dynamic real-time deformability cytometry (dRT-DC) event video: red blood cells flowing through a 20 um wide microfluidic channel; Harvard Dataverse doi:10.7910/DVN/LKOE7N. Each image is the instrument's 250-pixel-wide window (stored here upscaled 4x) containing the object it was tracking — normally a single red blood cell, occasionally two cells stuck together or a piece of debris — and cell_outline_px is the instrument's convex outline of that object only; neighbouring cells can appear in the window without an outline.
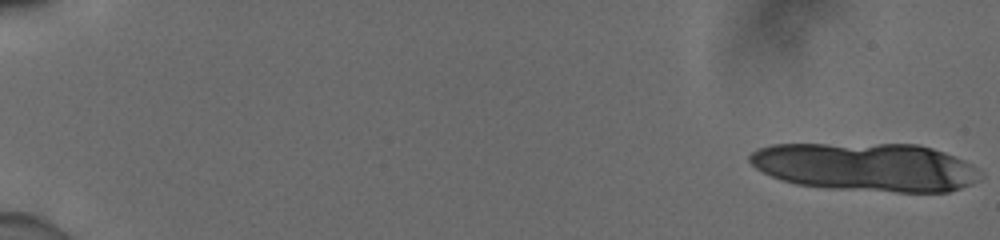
{"species": "human", "species_latin": "Homo sapiens", "temperature_condition": "cold", "stored_images_in_passage": 16, "camera_frame_rate_fps": 3000, "um_per_image_px": 0.085, "donor": {"sex": "male"}, "frame": {"image": 1, "passage_image": 1, "time_ms": 0.0, "image_size_px": [1000, 240], "cell_outline_px": [[968, 184], [960, 188], [948, 192], [896, 192], [828, 188], [796, 184], [780, 180], [756, 168], [748, 160], [748, 156], [752, 152], [760, 148], [772, 144], [916, 144], [932, 148], [944, 152], [964, 160], [968, 164]], "centroid_in_image_um": [73.41, 14.18], "position_along_channel_um": 11.6, "area_um2": 63.7}}